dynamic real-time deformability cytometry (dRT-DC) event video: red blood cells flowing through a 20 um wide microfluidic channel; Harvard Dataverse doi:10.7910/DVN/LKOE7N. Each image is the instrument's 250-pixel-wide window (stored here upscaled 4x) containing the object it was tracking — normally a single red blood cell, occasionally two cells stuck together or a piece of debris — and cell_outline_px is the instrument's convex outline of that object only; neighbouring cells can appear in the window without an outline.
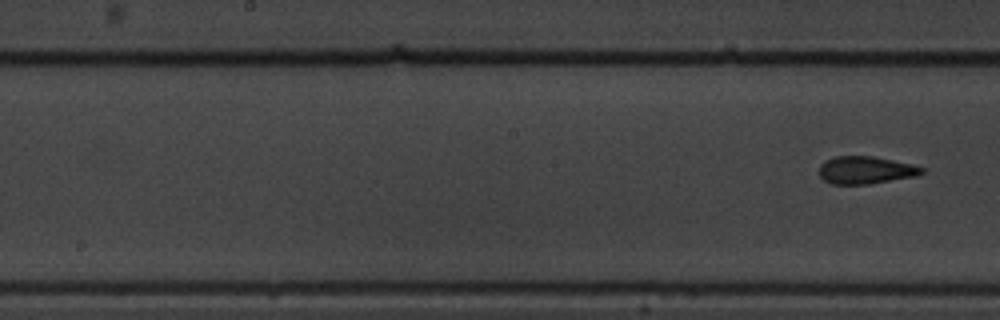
{"species": "common noctule bat (a hibernating species)", "species_latin": "Nyctalus noctula", "temperature_condition": "warm", "stored_images_in_passage": 10, "segment_of_instrument_passage": [2, 2], "camera_frame_rate_fps": 3000, "um_per_image_px": 0.085, "animal": {"sex": "male", "body_mass_g": 19.5, "forearm_length_mm": 54.6}, "frame": {"image": 1, "passage_image": 10, "time_ms": 3.0, "image_size_px": [1000, 320], "cell_outline_px": [[924, 172], [916, 176], [868, 184], [832, 184], [824, 180], [820, 176], [820, 164], [824, 160], [836, 156], [872, 156], [912, 164], [924, 168]], "centroid_in_image_um": [73.56, 14.45], "position_along_channel_um": 174.6, "area_um2": 16.42}}